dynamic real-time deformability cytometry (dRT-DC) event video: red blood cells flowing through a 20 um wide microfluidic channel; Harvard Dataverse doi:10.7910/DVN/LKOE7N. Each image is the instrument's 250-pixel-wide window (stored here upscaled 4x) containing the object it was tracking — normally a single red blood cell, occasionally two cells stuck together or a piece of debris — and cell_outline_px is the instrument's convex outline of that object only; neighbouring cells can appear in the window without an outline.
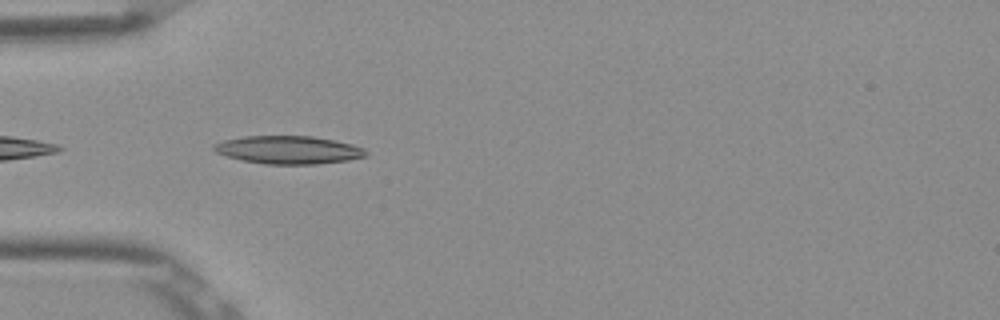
{"species": "Egyptian fruit bat (a non-hibernating species)", "species_latin": "Rousettus aegyptiacus", "temperature_condition": "room temperature", "stored_images_in_passage": 9, "camera_frame_rate_fps": 3000, "um_per_image_px": 0.085, "frame": {"image": 1, "passage_image": 1, "time_ms": 0.0, "image_size_px": [1000, 320], "cell_outline_px": [[368, 156], [348, 160], [316, 164], [264, 164], [240, 160], [216, 152], [212, 148], [212, 144], [224, 140], [244, 136], [312, 136], [352, 144], [364, 148], [368, 152]], "centroid_in_image_um": [24.52, 12.74], "position_along_channel_um": 60.5, "area_um2": 24.85}}